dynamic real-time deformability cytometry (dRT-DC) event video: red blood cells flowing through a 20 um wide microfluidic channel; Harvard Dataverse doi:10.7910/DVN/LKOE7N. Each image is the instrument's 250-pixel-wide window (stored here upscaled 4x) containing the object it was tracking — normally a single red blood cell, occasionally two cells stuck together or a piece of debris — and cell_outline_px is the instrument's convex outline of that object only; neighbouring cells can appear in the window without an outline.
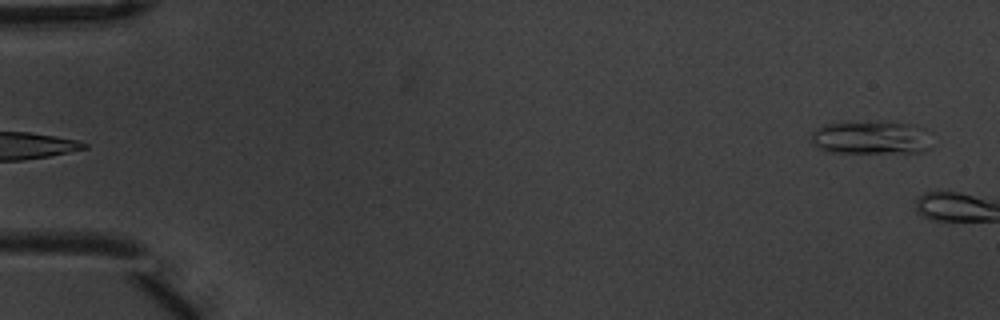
{"species": "common noctule bat (a hibernating species)", "species_latin": "Nyctalus noctula", "temperature_condition": "warm", "stored_images_in_passage": 7, "camera_frame_rate_fps": 3000, "um_per_image_px": 0.085, "animal": {"sex": "male", "body_mass_g": 20.1, "forearm_length_mm": 53.5}, "frame": {"image": 1, "passage_image": 7, "time_ms": 2.0, "image_size_px": [1000, 320], "cell_outline_px": [[932, 148], [924, 152], [828, 152], [812, 144], [812, 132], [816, 128], [824, 124], [880, 120], [888, 120], [912, 124], [924, 128], [932, 132]], "centroid_in_image_um": [74.15, 11.66], "position_along_channel_um": 10.8, "area_um2": 24.28}}